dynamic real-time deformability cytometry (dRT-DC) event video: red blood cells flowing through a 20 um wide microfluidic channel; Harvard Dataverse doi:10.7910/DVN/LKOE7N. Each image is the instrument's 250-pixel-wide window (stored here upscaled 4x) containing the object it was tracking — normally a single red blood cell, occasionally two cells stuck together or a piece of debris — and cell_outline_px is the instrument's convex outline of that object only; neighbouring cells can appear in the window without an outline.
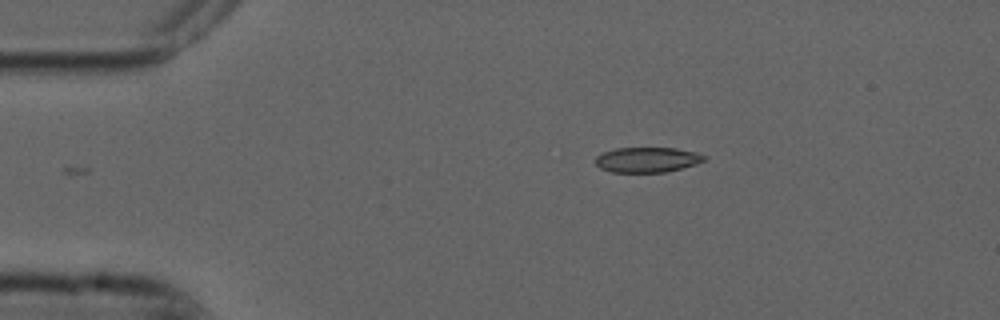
{"species": "common noctule bat (a hibernating species)", "species_latin": "Nyctalus noctula", "temperature_condition": "cold", "stored_images_in_passage": 45, "camera_frame_rate_fps": 3000, "um_per_image_px": 0.085, "animal": {"sex": "male", "forearm_length_mm": 52.5}, "frame": {"image": 1, "passage_image": 1, "time_ms": 0.0, "image_size_px": [1000, 320], "cell_outline_px": [[704, 160], [696, 164], [668, 172], [612, 172], [600, 168], [596, 164], [596, 156], [604, 152], [616, 148], [676, 148], [696, 152], [704, 156]], "centroid_in_image_um": [55.0, 13.58], "position_along_channel_um": 30.0, "area_um2": 15.84}}
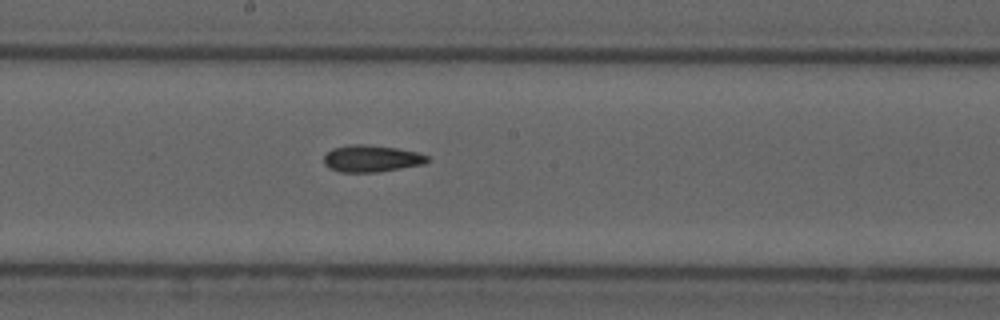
{"frame": {"image": 2, "passage_image": 20, "time_ms": 6.333, "image_size_px": [1000, 320], "cell_outline_px": [[432, 160], [424, 164], [380, 172], [340, 172], [328, 168], [324, 164], [324, 156], [332, 148], [352, 144], [364, 144], [396, 148], [416, 152], [428, 156]], "centroid_in_image_um": [31.58, 13.48], "position_along_channel_um": 216.6, "area_um2": 16.3}}
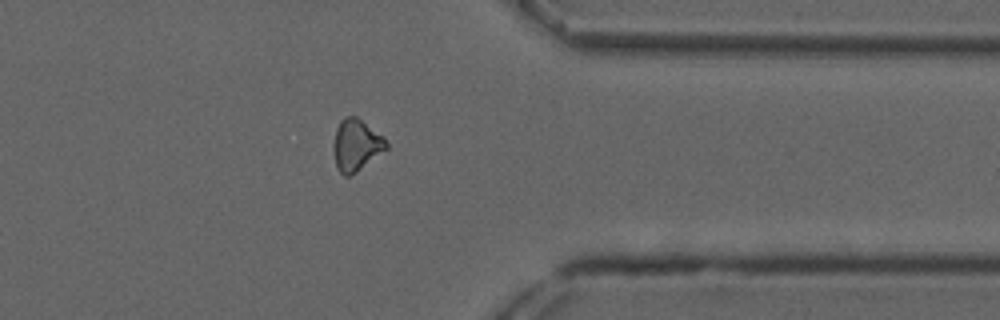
{"frame": {"image": 3, "passage_image": 34, "time_ms": 11.0, "image_size_px": [1000, 320], "cell_outline_px": [[388, 148], [356, 172], [348, 176], [344, 176], [340, 172], [336, 164], [332, 148], [332, 144], [336, 128], [340, 120], [344, 116], [356, 116], [384, 136], [388, 144]], "centroid_in_image_um": [30.26, 12.31], "position_along_channel_um": 381.1, "area_um2": 16.01}, "authors_computed_cell_mechanics": {"area_um2": 16.0106, "velocity_mm_per_s": 3.7487, "shape_relaxation_time_tau1_ms": null, "shape_relaxation_time_tau2_ms": 7.1002, "deformation_change_tau1": null, "deformation_change_tau2": 0.1507}}